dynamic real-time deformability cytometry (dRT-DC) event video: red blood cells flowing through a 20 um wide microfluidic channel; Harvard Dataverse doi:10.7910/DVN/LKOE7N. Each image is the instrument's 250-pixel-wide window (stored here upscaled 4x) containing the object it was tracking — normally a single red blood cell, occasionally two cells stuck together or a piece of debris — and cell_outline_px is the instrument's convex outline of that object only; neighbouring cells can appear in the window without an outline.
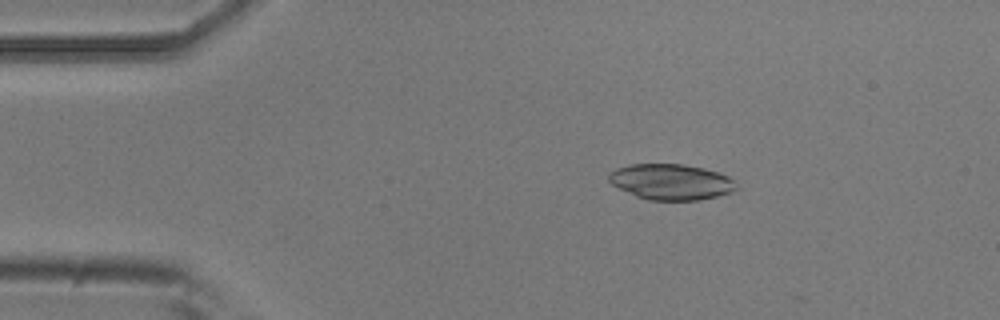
{"species": "common noctule bat (a hibernating species)", "species_latin": "Nyctalus noctula", "temperature_condition": "room temperature", "stored_images_in_passage": 6, "camera_frame_rate_fps": 3000, "um_per_image_px": 0.085, "animal": {"sex": "male", "body_mass_g": 20.5, "forearm_length_mm": 52.5}, "frame": {"image": 1, "passage_image": 1, "time_ms": 0.0, "image_size_px": [1000, 320], "cell_outline_px": [[740, 188], [732, 192], [700, 200], [648, 200], [636, 196], [612, 184], [608, 180], [608, 172], [616, 168], [628, 164], [684, 164], [704, 168], [720, 172], [728, 176]], "centroid_in_image_um": [57.05, 15.45], "position_along_channel_um": 28.0, "area_um2": 26.76}}
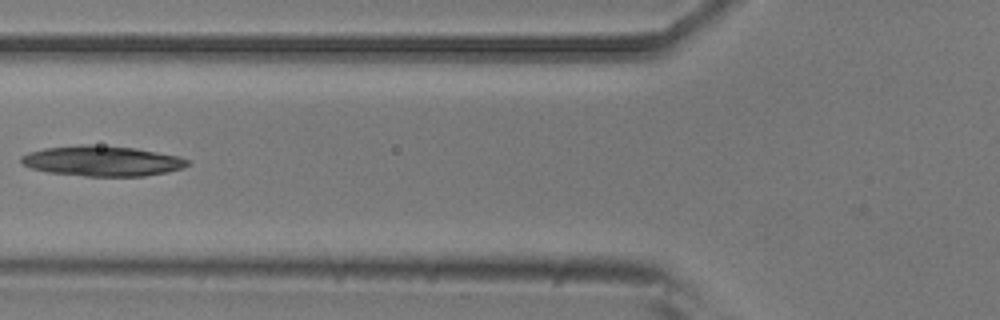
{"frame": {"image": 2, "passage_image": 4, "time_ms": 1.0, "image_size_px": [1000, 320], "cell_outline_px": [[188, 164], [184, 168], [144, 176], [84, 176], [48, 172], [32, 168], [20, 164], [20, 156], [28, 152], [44, 148], [80, 144], [92, 144], [136, 148], [180, 156], [188, 160]], "centroid_in_image_um": [8.64, 13.67], "position_along_channel_um": 117.2, "area_um2": 29.54}}
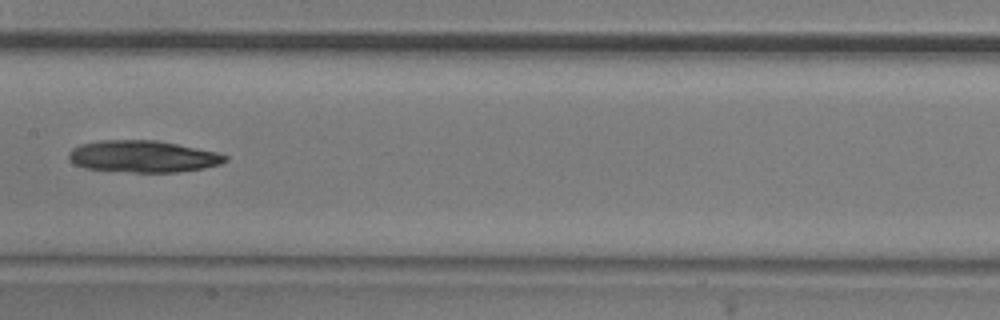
{"frame": {"image": 3, "passage_image": 6, "time_ms": 1.667, "image_size_px": [1000, 320], "cell_outline_px": [[228, 160], [220, 164], [204, 168], [180, 172], [132, 172], [84, 168], [76, 164], [68, 156], [68, 152], [72, 148], [80, 144], [100, 140], [156, 140], [216, 152], [228, 156]], "centroid_in_image_um": [12.15, 13.3], "position_along_channel_um": 195.2, "area_um2": 28.9}}